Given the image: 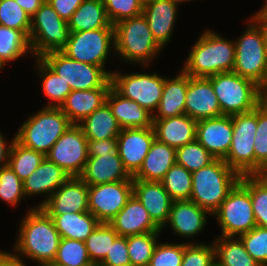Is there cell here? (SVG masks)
Wrapping results in <instances>:
<instances>
[{
  "label": "cell",
  "mask_w": 267,
  "mask_h": 266,
  "mask_svg": "<svg viewBox=\"0 0 267 266\" xmlns=\"http://www.w3.org/2000/svg\"><path fill=\"white\" fill-rule=\"evenodd\" d=\"M98 266H130L127 237L118 236L106 258Z\"/></svg>",
  "instance_id": "cell-51"
},
{
  "label": "cell",
  "mask_w": 267,
  "mask_h": 266,
  "mask_svg": "<svg viewBox=\"0 0 267 266\" xmlns=\"http://www.w3.org/2000/svg\"><path fill=\"white\" fill-rule=\"evenodd\" d=\"M257 93L261 102L267 103V65L265 67L262 79L257 84Z\"/></svg>",
  "instance_id": "cell-58"
},
{
  "label": "cell",
  "mask_w": 267,
  "mask_h": 266,
  "mask_svg": "<svg viewBox=\"0 0 267 266\" xmlns=\"http://www.w3.org/2000/svg\"><path fill=\"white\" fill-rule=\"evenodd\" d=\"M58 15L68 22L72 14L84 0H46Z\"/></svg>",
  "instance_id": "cell-53"
},
{
  "label": "cell",
  "mask_w": 267,
  "mask_h": 266,
  "mask_svg": "<svg viewBox=\"0 0 267 266\" xmlns=\"http://www.w3.org/2000/svg\"><path fill=\"white\" fill-rule=\"evenodd\" d=\"M133 194L148 211L153 222L163 230L174 200L164 189L162 182L133 179Z\"/></svg>",
  "instance_id": "cell-20"
},
{
  "label": "cell",
  "mask_w": 267,
  "mask_h": 266,
  "mask_svg": "<svg viewBox=\"0 0 267 266\" xmlns=\"http://www.w3.org/2000/svg\"><path fill=\"white\" fill-rule=\"evenodd\" d=\"M27 53L32 54L29 38L20 30L0 25V65L5 68Z\"/></svg>",
  "instance_id": "cell-36"
},
{
  "label": "cell",
  "mask_w": 267,
  "mask_h": 266,
  "mask_svg": "<svg viewBox=\"0 0 267 266\" xmlns=\"http://www.w3.org/2000/svg\"><path fill=\"white\" fill-rule=\"evenodd\" d=\"M188 74L182 69L174 78L165 76L163 92L153 119H164L185 114Z\"/></svg>",
  "instance_id": "cell-30"
},
{
  "label": "cell",
  "mask_w": 267,
  "mask_h": 266,
  "mask_svg": "<svg viewBox=\"0 0 267 266\" xmlns=\"http://www.w3.org/2000/svg\"><path fill=\"white\" fill-rule=\"evenodd\" d=\"M67 24L70 32L114 28L108 19L103 0H84Z\"/></svg>",
  "instance_id": "cell-31"
},
{
  "label": "cell",
  "mask_w": 267,
  "mask_h": 266,
  "mask_svg": "<svg viewBox=\"0 0 267 266\" xmlns=\"http://www.w3.org/2000/svg\"><path fill=\"white\" fill-rule=\"evenodd\" d=\"M106 102L121 129L152 127L153 115L136 101L122 97L112 87L108 92Z\"/></svg>",
  "instance_id": "cell-28"
},
{
  "label": "cell",
  "mask_w": 267,
  "mask_h": 266,
  "mask_svg": "<svg viewBox=\"0 0 267 266\" xmlns=\"http://www.w3.org/2000/svg\"><path fill=\"white\" fill-rule=\"evenodd\" d=\"M115 52L129 63L148 67L162 48L154 40L148 21L143 14L114 24ZM121 57V58H120ZM151 62V63H150Z\"/></svg>",
  "instance_id": "cell-3"
},
{
  "label": "cell",
  "mask_w": 267,
  "mask_h": 266,
  "mask_svg": "<svg viewBox=\"0 0 267 266\" xmlns=\"http://www.w3.org/2000/svg\"><path fill=\"white\" fill-rule=\"evenodd\" d=\"M41 59L69 84L72 91L112 87V71L104 67L79 62L61 51L45 53Z\"/></svg>",
  "instance_id": "cell-8"
},
{
  "label": "cell",
  "mask_w": 267,
  "mask_h": 266,
  "mask_svg": "<svg viewBox=\"0 0 267 266\" xmlns=\"http://www.w3.org/2000/svg\"><path fill=\"white\" fill-rule=\"evenodd\" d=\"M152 127L156 140L174 148H179L196 140L197 121L187 114L153 119Z\"/></svg>",
  "instance_id": "cell-26"
},
{
  "label": "cell",
  "mask_w": 267,
  "mask_h": 266,
  "mask_svg": "<svg viewBox=\"0 0 267 266\" xmlns=\"http://www.w3.org/2000/svg\"><path fill=\"white\" fill-rule=\"evenodd\" d=\"M69 178V174L45 157L38 168L23 181L24 195L26 198L28 196L31 198L44 194L46 198L38 206H34L35 208H41L49 197Z\"/></svg>",
  "instance_id": "cell-24"
},
{
  "label": "cell",
  "mask_w": 267,
  "mask_h": 266,
  "mask_svg": "<svg viewBox=\"0 0 267 266\" xmlns=\"http://www.w3.org/2000/svg\"><path fill=\"white\" fill-rule=\"evenodd\" d=\"M154 140L153 127L121 129L117 137V152L131 176L140 169Z\"/></svg>",
  "instance_id": "cell-16"
},
{
  "label": "cell",
  "mask_w": 267,
  "mask_h": 266,
  "mask_svg": "<svg viewBox=\"0 0 267 266\" xmlns=\"http://www.w3.org/2000/svg\"><path fill=\"white\" fill-rule=\"evenodd\" d=\"M0 266H28L17 253L0 250ZM40 266V265H38Z\"/></svg>",
  "instance_id": "cell-54"
},
{
  "label": "cell",
  "mask_w": 267,
  "mask_h": 266,
  "mask_svg": "<svg viewBox=\"0 0 267 266\" xmlns=\"http://www.w3.org/2000/svg\"><path fill=\"white\" fill-rule=\"evenodd\" d=\"M162 232H149L141 235L127 237V246L130 257V266H148L156 244L158 236Z\"/></svg>",
  "instance_id": "cell-42"
},
{
  "label": "cell",
  "mask_w": 267,
  "mask_h": 266,
  "mask_svg": "<svg viewBox=\"0 0 267 266\" xmlns=\"http://www.w3.org/2000/svg\"><path fill=\"white\" fill-rule=\"evenodd\" d=\"M178 7L175 0H144L143 15L154 40L162 49H165L173 35Z\"/></svg>",
  "instance_id": "cell-22"
},
{
  "label": "cell",
  "mask_w": 267,
  "mask_h": 266,
  "mask_svg": "<svg viewBox=\"0 0 267 266\" xmlns=\"http://www.w3.org/2000/svg\"><path fill=\"white\" fill-rule=\"evenodd\" d=\"M248 26L235 43L233 72L258 84L267 65V49L259 26L248 18Z\"/></svg>",
  "instance_id": "cell-10"
},
{
  "label": "cell",
  "mask_w": 267,
  "mask_h": 266,
  "mask_svg": "<svg viewBox=\"0 0 267 266\" xmlns=\"http://www.w3.org/2000/svg\"><path fill=\"white\" fill-rule=\"evenodd\" d=\"M61 238L86 241L100 221L89 211L49 215Z\"/></svg>",
  "instance_id": "cell-32"
},
{
  "label": "cell",
  "mask_w": 267,
  "mask_h": 266,
  "mask_svg": "<svg viewBox=\"0 0 267 266\" xmlns=\"http://www.w3.org/2000/svg\"><path fill=\"white\" fill-rule=\"evenodd\" d=\"M0 25L20 30L29 38L31 17L15 0H0Z\"/></svg>",
  "instance_id": "cell-45"
},
{
  "label": "cell",
  "mask_w": 267,
  "mask_h": 266,
  "mask_svg": "<svg viewBox=\"0 0 267 266\" xmlns=\"http://www.w3.org/2000/svg\"><path fill=\"white\" fill-rule=\"evenodd\" d=\"M185 114L196 121L223 116L212 83L208 78L188 75Z\"/></svg>",
  "instance_id": "cell-18"
},
{
  "label": "cell",
  "mask_w": 267,
  "mask_h": 266,
  "mask_svg": "<svg viewBox=\"0 0 267 266\" xmlns=\"http://www.w3.org/2000/svg\"><path fill=\"white\" fill-rule=\"evenodd\" d=\"M25 198L23 181L14 173L9 165L0 169V200L17 206Z\"/></svg>",
  "instance_id": "cell-46"
},
{
  "label": "cell",
  "mask_w": 267,
  "mask_h": 266,
  "mask_svg": "<svg viewBox=\"0 0 267 266\" xmlns=\"http://www.w3.org/2000/svg\"><path fill=\"white\" fill-rule=\"evenodd\" d=\"M70 30L53 7L45 0L31 17L29 41L34 58H41L45 53L61 51L67 44Z\"/></svg>",
  "instance_id": "cell-7"
},
{
  "label": "cell",
  "mask_w": 267,
  "mask_h": 266,
  "mask_svg": "<svg viewBox=\"0 0 267 266\" xmlns=\"http://www.w3.org/2000/svg\"><path fill=\"white\" fill-rule=\"evenodd\" d=\"M26 13L32 17L36 11L41 7L45 0H15Z\"/></svg>",
  "instance_id": "cell-57"
},
{
  "label": "cell",
  "mask_w": 267,
  "mask_h": 266,
  "mask_svg": "<svg viewBox=\"0 0 267 266\" xmlns=\"http://www.w3.org/2000/svg\"><path fill=\"white\" fill-rule=\"evenodd\" d=\"M208 79L212 83L222 115L246 113L261 103L257 84L233 71L218 73Z\"/></svg>",
  "instance_id": "cell-6"
},
{
  "label": "cell",
  "mask_w": 267,
  "mask_h": 266,
  "mask_svg": "<svg viewBox=\"0 0 267 266\" xmlns=\"http://www.w3.org/2000/svg\"><path fill=\"white\" fill-rule=\"evenodd\" d=\"M113 50V51H111ZM114 28L70 32L61 52L71 59L104 67L110 53L115 52Z\"/></svg>",
  "instance_id": "cell-13"
},
{
  "label": "cell",
  "mask_w": 267,
  "mask_h": 266,
  "mask_svg": "<svg viewBox=\"0 0 267 266\" xmlns=\"http://www.w3.org/2000/svg\"><path fill=\"white\" fill-rule=\"evenodd\" d=\"M46 157L70 177H79L88 160V140L82 128L72 124L51 147Z\"/></svg>",
  "instance_id": "cell-14"
},
{
  "label": "cell",
  "mask_w": 267,
  "mask_h": 266,
  "mask_svg": "<svg viewBox=\"0 0 267 266\" xmlns=\"http://www.w3.org/2000/svg\"><path fill=\"white\" fill-rule=\"evenodd\" d=\"M185 243H157L148 266H181Z\"/></svg>",
  "instance_id": "cell-50"
},
{
  "label": "cell",
  "mask_w": 267,
  "mask_h": 266,
  "mask_svg": "<svg viewBox=\"0 0 267 266\" xmlns=\"http://www.w3.org/2000/svg\"><path fill=\"white\" fill-rule=\"evenodd\" d=\"M215 260L214 244L186 242L181 266H212Z\"/></svg>",
  "instance_id": "cell-49"
},
{
  "label": "cell",
  "mask_w": 267,
  "mask_h": 266,
  "mask_svg": "<svg viewBox=\"0 0 267 266\" xmlns=\"http://www.w3.org/2000/svg\"><path fill=\"white\" fill-rule=\"evenodd\" d=\"M36 70L41 79L44 95L50 103L46 107H60L67 95L72 91L68 83L52 70L41 58H34Z\"/></svg>",
  "instance_id": "cell-35"
},
{
  "label": "cell",
  "mask_w": 267,
  "mask_h": 266,
  "mask_svg": "<svg viewBox=\"0 0 267 266\" xmlns=\"http://www.w3.org/2000/svg\"><path fill=\"white\" fill-rule=\"evenodd\" d=\"M233 135L230 150L223 159L240 176L255 175L254 138L257 130V107L232 115Z\"/></svg>",
  "instance_id": "cell-9"
},
{
  "label": "cell",
  "mask_w": 267,
  "mask_h": 266,
  "mask_svg": "<svg viewBox=\"0 0 267 266\" xmlns=\"http://www.w3.org/2000/svg\"><path fill=\"white\" fill-rule=\"evenodd\" d=\"M133 194V180L89 186V212L100 222L109 223Z\"/></svg>",
  "instance_id": "cell-15"
},
{
  "label": "cell",
  "mask_w": 267,
  "mask_h": 266,
  "mask_svg": "<svg viewBox=\"0 0 267 266\" xmlns=\"http://www.w3.org/2000/svg\"><path fill=\"white\" fill-rule=\"evenodd\" d=\"M240 177L223 159H215L192 173L190 201L212 215L240 181Z\"/></svg>",
  "instance_id": "cell-4"
},
{
  "label": "cell",
  "mask_w": 267,
  "mask_h": 266,
  "mask_svg": "<svg viewBox=\"0 0 267 266\" xmlns=\"http://www.w3.org/2000/svg\"><path fill=\"white\" fill-rule=\"evenodd\" d=\"M111 87L71 91L59 107L72 124H79L106 103Z\"/></svg>",
  "instance_id": "cell-27"
},
{
  "label": "cell",
  "mask_w": 267,
  "mask_h": 266,
  "mask_svg": "<svg viewBox=\"0 0 267 266\" xmlns=\"http://www.w3.org/2000/svg\"><path fill=\"white\" fill-rule=\"evenodd\" d=\"M213 244L215 260L220 266H260L246 251L239 237L218 236Z\"/></svg>",
  "instance_id": "cell-34"
},
{
  "label": "cell",
  "mask_w": 267,
  "mask_h": 266,
  "mask_svg": "<svg viewBox=\"0 0 267 266\" xmlns=\"http://www.w3.org/2000/svg\"><path fill=\"white\" fill-rule=\"evenodd\" d=\"M212 216L207 210L190 200L173 201L168 221L172 233L184 239L193 238L205 230L207 217Z\"/></svg>",
  "instance_id": "cell-21"
},
{
  "label": "cell",
  "mask_w": 267,
  "mask_h": 266,
  "mask_svg": "<svg viewBox=\"0 0 267 266\" xmlns=\"http://www.w3.org/2000/svg\"><path fill=\"white\" fill-rule=\"evenodd\" d=\"M5 135L0 131V169L8 165L10 150L13 145L16 135L12 137V141H6ZM8 142V144H7Z\"/></svg>",
  "instance_id": "cell-55"
},
{
  "label": "cell",
  "mask_w": 267,
  "mask_h": 266,
  "mask_svg": "<svg viewBox=\"0 0 267 266\" xmlns=\"http://www.w3.org/2000/svg\"><path fill=\"white\" fill-rule=\"evenodd\" d=\"M164 189L174 201L190 200L192 173L185 167L174 164L161 181Z\"/></svg>",
  "instance_id": "cell-41"
},
{
  "label": "cell",
  "mask_w": 267,
  "mask_h": 266,
  "mask_svg": "<svg viewBox=\"0 0 267 266\" xmlns=\"http://www.w3.org/2000/svg\"><path fill=\"white\" fill-rule=\"evenodd\" d=\"M165 77L157 73H111L112 88L122 97L136 101L152 115L158 109Z\"/></svg>",
  "instance_id": "cell-12"
},
{
  "label": "cell",
  "mask_w": 267,
  "mask_h": 266,
  "mask_svg": "<svg viewBox=\"0 0 267 266\" xmlns=\"http://www.w3.org/2000/svg\"><path fill=\"white\" fill-rule=\"evenodd\" d=\"M89 186L80 177H70L41 207L48 215L86 212Z\"/></svg>",
  "instance_id": "cell-17"
},
{
  "label": "cell",
  "mask_w": 267,
  "mask_h": 266,
  "mask_svg": "<svg viewBox=\"0 0 267 266\" xmlns=\"http://www.w3.org/2000/svg\"><path fill=\"white\" fill-rule=\"evenodd\" d=\"M109 224L119 236L124 237L149 232H162L134 194H132L119 213L109 221Z\"/></svg>",
  "instance_id": "cell-23"
},
{
  "label": "cell",
  "mask_w": 267,
  "mask_h": 266,
  "mask_svg": "<svg viewBox=\"0 0 267 266\" xmlns=\"http://www.w3.org/2000/svg\"><path fill=\"white\" fill-rule=\"evenodd\" d=\"M111 24L143 14L144 0H103Z\"/></svg>",
  "instance_id": "cell-48"
},
{
  "label": "cell",
  "mask_w": 267,
  "mask_h": 266,
  "mask_svg": "<svg viewBox=\"0 0 267 266\" xmlns=\"http://www.w3.org/2000/svg\"><path fill=\"white\" fill-rule=\"evenodd\" d=\"M87 140L117 138L121 132L111 108L106 102L78 124Z\"/></svg>",
  "instance_id": "cell-33"
},
{
  "label": "cell",
  "mask_w": 267,
  "mask_h": 266,
  "mask_svg": "<svg viewBox=\"0 0 267 266\" xmlns=\"http://www.w3.org/2000/svg\"><path fill=\"white\" fill-rule=\"evenodd\" d=\"M239 182L250 192L257 226L267 229V174L243 175Z\"/></svg>",
  "instance_id": "cell-37"
},
{
  "label": "cell",
  "mask_w": 267,
  "mask_h": 266,
  "mask_svg": "<svg viewBox=\"0 0 267 266\" xmlns=\"http://www.w3.org/2000/svg\"><path fill=\"white\" fill-rule=\"evenodd\" d=\"M212 266H220L217 262H215Z\"/></svg>",
  "instance_id": "cell-61"
},
{
  "label": "cell",
  "mask_w": 267,
  "mask_h": 266,
  "mask_svg": "<svg viewBox=\"0 0 267 266\" xmlns=\"http://www.w3.org/2000/svg\"><path fill=\"white\" fill-rule=\"evenodd\" d=\"M221 229V236L239 237L257 226L250 192L238 182L212 214Z\"/></svg>",
  "instance_id": "cell-11"
},
{
  "label": "cell",
  "mask_w": 267,
  "mask_h": 266,
  "mask_svg": "<svg viewBox=\"0 0 267 266\" xmlns=\"http://www.w3.org/2000/svg\"><path fill=\"white\" fill-rule=\"evenodd\" d=\"M72 125L59 107H46L31 115L16 132V140L24 147L44 154Z\"/></svg>",
  "instance_id": "cell-5"
},
{
  "label": "cell",
  "mask_w": 267,
  "mask_h": 266,
  "mask_svg": "<svg viewBox=\"0 0 267 266\" xmlns=\"http://www.w3.org/2000/svg\"><path fill=\"white\" fill-rule=\"evenodd\" d=\"M235 61V43L215 30H205L191 47L181 68L190 77L208 78L231 72Z\"/></svg>",
  "instance_id": "cell-2"
},
{
  "label": "cell",
  "mask_w": 267,
  "mask_h": 266,
  "mask_svg": "<svg viewBox=\"0 0 267 266\" xmlns=\"http://www.w3.org/2000/svg\"><path fill=\"white\" fill-rule=\"evenodd\" d=\"M176 164V148L154 140L140 169L133 179L161 182L168 170Z\"/></svg>",
  "instance_id": "cell-29"
},
{
  "label": "cell",
  "mask_w": 267,
  "mask_h": 266,
  "mask_svg": "<svg viewBox=\"0 0 267 266\" xmlns=\"http://www.w3.org/2000/svg\"><path fill=\"white\" fill-rule=\"evenodd\" d=\"M105 153H118L117 138L88 140V157L100 156Z\"/></svg>",
  "instance_id": "cell-52"
},
{
  "label": "cell",
  "mask_w": 267,
  "mask_h": 266,
  "mask_svg": "<svg viewBox=\"0 0 267 266\" xmlns=\"http://www.w3.org/2000/svg\"><path fill=\"white\" fill-rule=\"evenodd\" d=\"M250 18L259 26L267 49V13L261 8Z\"/></svg>",
  "instance_id": "cell-56"
},
{
  "label": "cell",
  "mask_w": 267,
  "mask_h": 266,
  "mask_svg": "<svg viewBox=\"0 0 267 266\" xmlns=\"http://www.w3.org/2000/svg\"><path fill=\"white\" fill-rule=\"evenodd\" d=\"M50 266H95L88 255L85 242L61 238L55 259Z\"/></svg>",
  "instance_id": "cell-40"
},
{
  "label": "cell",
  "mask_w": 267,
  "mask_h": 266,
  "mask_svg": "<svg viewBox=\"0 0 267 266\" xmlns=\"http://www.w3.org/2000/svg\"><path fill=\"white\" fill-rule=\"evenodd\" d=\"M88 186L115 181L133 180L124 168L118 153H105L89 157L79 176Z\"/></svg>",
  "instance_id": "cell-25"
},
{
  "label": "cell",
  "mask_w": 267,
  "mask_h": 266,
  "mask_svg": "<svg viewBox=\"0 0 267 266\" xmlns=\"http://www.w3.org/2000/svg\"><path fill=\"white\" fill-rule=\"evenodd\" d=\"M19 224L13 251L20 256L50 266L61 240L52 218L42 208H29Z\"/></svg>",
  "instance_id": "cell-1"
},
{
  "label": "cell",
  "mask_w": 267,
  "mask_h": 266,
  "mask_svg": "<svg viewBox=\"0 0 267 266\" xmlns=\"http://www.w3.org/2000/svg\"><path fill=\"white\" fill-rule=\"evenodd\" d=\"M233 125L231 116L197 121L196 140L216 159H224L231 146Z\"/></svg>",
  "instance_id": "cell-19"
},
{
  "label": "cell",
  "mask_w": 267,
  "mask_h": 266,
  "mask_svg": "<svg viewBox=\"0 0 267 266\" xmlns=\"http://www.w3.org/2000/svg\"><path fill=\"white\" fill-rule=\"evenodd\" d=\"M261 8L267 13V0H265V3Z\"/></svg>",
  "instance_id": "cell-59"
},
{
  "label": "cell",
  "mask_w": 267,
  "mask_h": 266,
  "mask_svg": "<svg viewBox=\"0 0 267 266\" xmlns=\"http://www.w3.org/2000/svg\"><path fill=\"white\" fill-rule=\"evenodd\" d=\"M215 159L197 140L176 148V164L191 173L208 166Z\"/></svg>",
  "instance_id": "cell-44"
},
{
  "label": "cell",
  "mask_w": 267,
  "mask_h": 266,
  "mask_svg": "<svg viewBox=\"0 0 267 266\" xmlns=\"http://www.w3.org/2000/svg\"><path fill=\"white\" fill-rule=\"evenodd\" d=\"M119 235L109 223L100 222L86 239L85 246L91 262L98 266L107 256L115 239Z\"/></svg>",
  "instance_id": "cell-39"
},
{
  "label": "cell",
  "mask_w": 267,
  "mask_h": 266,
  "mask_svg": "<svg viewBox=\"0 0 267 266\" xmlns=\"http://www.w3.org/2000/svg\"><path fill=\"white\" fill-rule=\"evenodd\" d=\"M179 5H180V3L182 4L183 2H187V1H191V0H175Z\"/></svg>",
  "instance_id": "cell-60"
},
{
  "label": "cell",
  "mask_w": 267,
  "mask_h": 266,
  "mask_svg": "<svg viewBox=\"0 0 267 266\" xmlns=\"http://www.w3.org/2000/svg\"><path fill=\"white\" fill-rule=\"evenodd\" d=\"M254 138L255 175L267 174V103L257 106V130Z\"/></svg>",
  "instance_id": "cell-43"
},
{
  "label": "cell",
  "mask_w": 267,
  "mask_h": 266,
  "mask_svg": "<svg viewBox=\"0 0 267 266\" xmlns=\"http://www.w3.org/2000/svg\"><path fill=\"white\" fill-rule=\"evenodd\" d=\"M246 251L260 265L267 266V229L256 226L239 236Z\"/></svg>",
  "instance_id": "cell-47"
},
{
  "label": "cell",
  "mask_w": 267,
  "mask_h": 266,
  "mask_svg": "<svg viewBox=\"0 0 267 266\" xmlns=\"http://www.w3.org/2000/svg\"><path fill=\"white\" fill-rule=\"evenodd\" d=\"M45 157L40 152L24 147L15 139L10 150L8 165L24 181L38 168Z\"/></svg>",
  "instance_id": "cell-38"
}]
</instances>
